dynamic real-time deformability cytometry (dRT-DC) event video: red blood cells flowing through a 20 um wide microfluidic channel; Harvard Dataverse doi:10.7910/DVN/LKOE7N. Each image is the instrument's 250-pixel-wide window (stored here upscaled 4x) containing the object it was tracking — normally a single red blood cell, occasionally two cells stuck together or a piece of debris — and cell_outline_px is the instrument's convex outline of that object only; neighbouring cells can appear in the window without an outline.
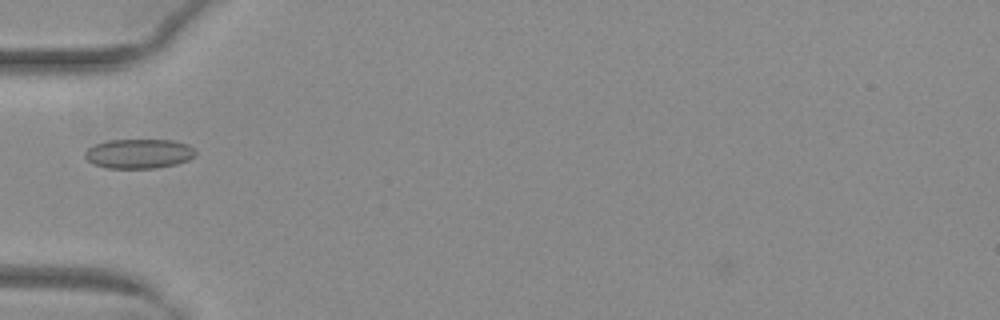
{"species": "common noctule bat (a hibernating species)", "species_latin": "Nyctalus noctula", "temperature_condition": "warm", "stored_images_in_passage": 8, "camera_frame_rate_fps": 3000, "um_per_image_px": 0.085, "animal": {"sex": "female", "body_mass_g": 29.2, "forearm_length_mm": 56.3}, "frame": {"image": 1, "passage_image": 1, "time_ms": 0.0, "image_size_px": [1000, 320], "cell_outline_px": [[196, 156], [188, 160], [176, 164], [156, 168], [108, 168], [92, 164], [84, 156], [84, 152], [88, 148], [96, 144], [108, 140], [172, 140], [188, 144], [196, 148]], "centroid_in_image_um": [11.83, 13.06], "position_along_channel_um": 73.2, "area_um2": 19.19}}